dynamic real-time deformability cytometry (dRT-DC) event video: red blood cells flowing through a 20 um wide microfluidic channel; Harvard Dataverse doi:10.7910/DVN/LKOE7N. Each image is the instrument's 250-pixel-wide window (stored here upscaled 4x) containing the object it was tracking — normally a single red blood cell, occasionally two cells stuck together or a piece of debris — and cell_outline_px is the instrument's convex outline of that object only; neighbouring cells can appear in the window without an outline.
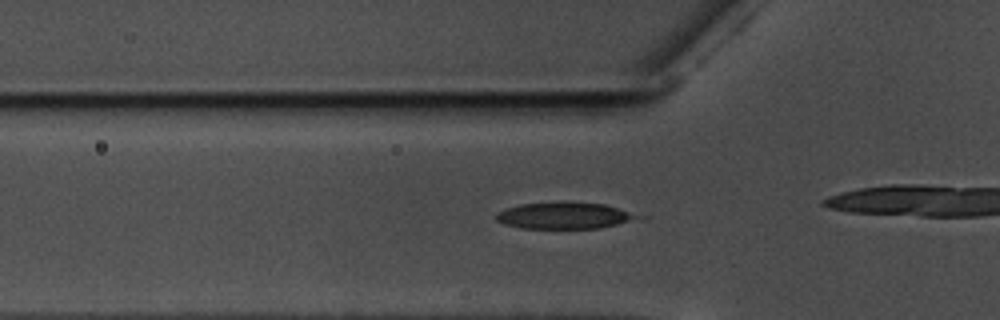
{"species": "common noctule bat (a hibernating species)", "species_latin": "Nyctalus noctula", "temperature_condition": "warm", "stored_images_in_passage": 16, "camera_frame_rate_fps": 3000, "um_per_image_px": 0.085, "animal": {"sex": "male", "body_mass_g": 17.5, "forearm_length_mm": 52.3}, "frame": {"image": 1, "passage_image": 12, "time_ms": 3.667, "image_size_px": [1000, 320], "cell_outline_px": [[648, 216], [600, 228], [524, 228], [504, 224], [496, 220], [496, 212], [504, 208], [520, 204], [560, 200], [564, 200], [604, 204]], "centroid_in_image_um": [47.97, 18.29], "position_along_channel_um": 77.8, "area_um2": 22.43}}
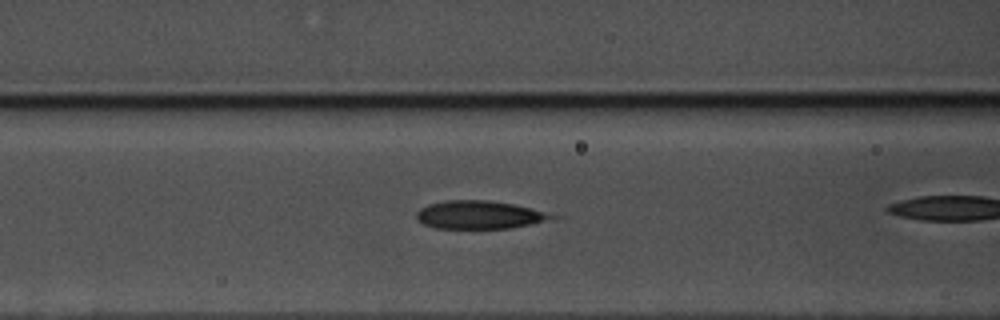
{"frame": {"image": 2, "passage_image": 16, "time_ms": 5.0, "image_size_px": [1000, 320], "cell_outline_px": [[560, 216], [532, 224], [508, 228], [436, 228], [424, 224], [416, 216], [416, 212], [420, 208], [428, 204], [448, 200], [488, 200], [512, 204], [532, 208]], "centroid_in_image_um": [40.74, 18.25], "position_along_channel_um": 125.9, "area_um2": 21.96}}